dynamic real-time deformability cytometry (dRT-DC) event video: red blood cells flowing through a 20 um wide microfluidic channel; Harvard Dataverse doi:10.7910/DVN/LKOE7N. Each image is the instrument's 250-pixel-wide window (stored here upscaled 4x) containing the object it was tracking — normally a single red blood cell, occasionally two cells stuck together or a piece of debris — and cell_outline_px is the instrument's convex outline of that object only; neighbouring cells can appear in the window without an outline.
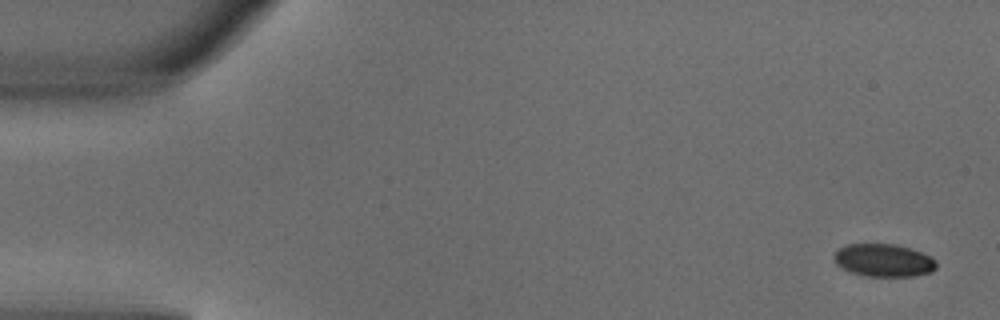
{"species": "common noctule bat (a hibernating species)", "species_latin": "Nyctalus noctula", "temperature_condition": "warm", "stored_images_in_passage": 3, "camera_frame_rate_fps": 3000, "um_per_image_px": 0.085, "animal": {"sex": "male", "body_mass_g": 18.8}, "frame": {"image": 1, "passage_image": 1, "time_ms": 0.0, "image_size_px": [1000, 320], "cell_outline_px": [[936, 268], [932, 272], [916, 276], [864, 276], [848, 272], [836, 264], [832, 256], [840, 248], [848, 244], [896, 244], [932, 256], [936, 260]], "centroid_in_image_um": [75.11, 22.14], "position_along_channel_um": 9.9, "area_um2": 19.71}}
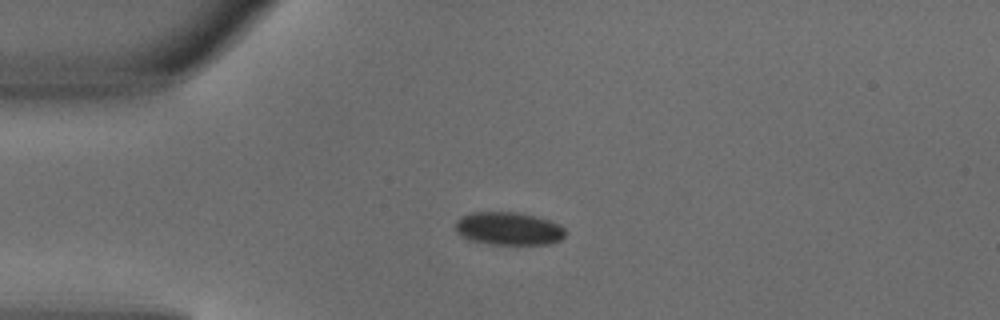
{"frame": {"image": 2, "passage_image": 3, "time_ms": 0.667, "image_size_px": [1000, 320], "cell_outline_px": [[564, 236], [560, 240], [552, 244], [488, 244], [468, 240], [460, 236], [456, 232], [456, 220], [460, 216], [472, 212], [516, 212], [536, 216], [560, 224], [564, 228]], "centroid_in_image_um": [43.2, 19.43], "position_along_channel_um": 41.8, "area_um2": 21.33}}